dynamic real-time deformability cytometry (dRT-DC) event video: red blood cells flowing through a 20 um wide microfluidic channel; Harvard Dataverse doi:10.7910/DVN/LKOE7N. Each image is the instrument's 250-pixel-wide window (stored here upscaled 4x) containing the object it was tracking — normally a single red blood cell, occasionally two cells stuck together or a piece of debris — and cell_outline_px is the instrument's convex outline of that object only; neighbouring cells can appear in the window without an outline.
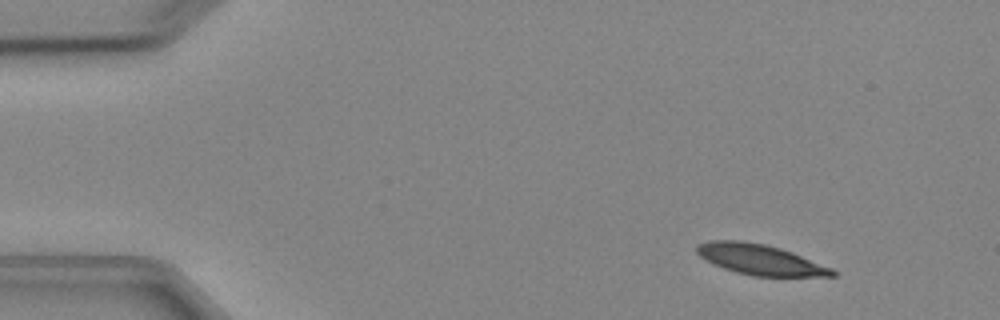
{"species": "Egyptian fruit bat (a non-hibernating species)", "species_latin": "Rousettus aegyptiacus", "temperature_condition": "cold", "stored_images_in_passage": 4, "camera_frame_rate_fps": 3000, "um_per_image_px": 0.085, "animal": {"sex": "female"}, "frame": {"image": 1, "passage_image": 1, "time_ms": 0.0, "image_size_px": [1000, 320], "cell_outline_px": [[836, 276], [752, 276], [736, 272], [724, 268], [700, 256], [696, 252], [696, 244], [708, 240], [740, 240], [764, 244], [780, 248], [792, 252], [832, 268], [836, 272]], "centroid_in_image_um": [64.6, 22.05], "position_along_channel_um": 20.4, "area_um2": 23.87}}
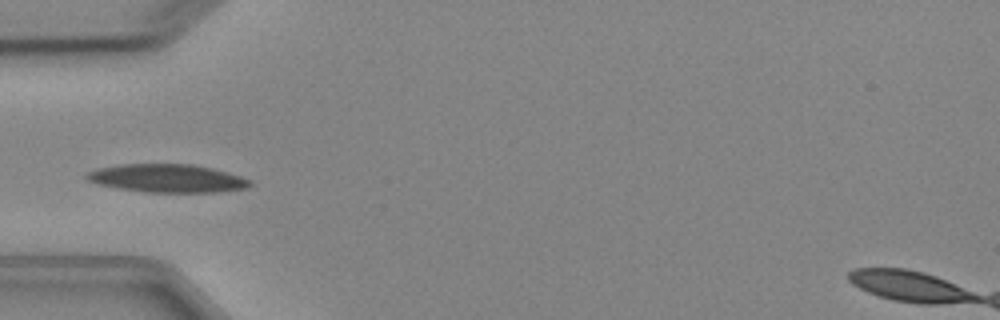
{"frame": {"image": 2, "passage_image": 4, "time_ms": 3.667, "image_size_px": [1000, 320], "cell_outline_px": [[252, 184], [248, 188], [216, 192], [144, 192], [116, 188], [96, 184], [88, 180], [84, 176], [88, 172], [100, 168], [120, 164], [192, 164], [212, 168], [240, 176], [252, 180]], "centroid_in_image_um": [14.22, 15.16], "position_along_channel_um": 70.8, "area_um2": 26.88}}